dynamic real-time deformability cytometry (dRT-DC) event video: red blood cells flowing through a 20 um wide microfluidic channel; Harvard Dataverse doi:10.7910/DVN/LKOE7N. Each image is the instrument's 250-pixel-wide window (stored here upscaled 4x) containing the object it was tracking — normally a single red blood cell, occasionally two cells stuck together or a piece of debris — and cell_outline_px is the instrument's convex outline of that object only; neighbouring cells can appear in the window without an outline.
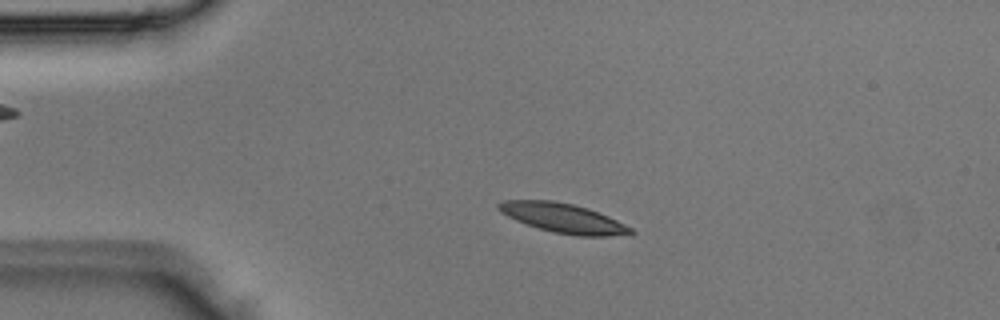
{"species": "Egyptian fruit bat (a non-hibernating species)", "species_latin": "Rousettus aegyptiacus", "temperature_condition": "room temperature", "stored_images_in_passage": 3, "camera_frame_rate_fps": 3000, "um_per_image_px": 0.085, "animal": {"sex": "male"}, "frame": {"image": 1, "passage_image": 1, "time_ms": 0.0, "image_size_px": [1000, 320], "cell_outline_px": [[636, 232], [632, 236], [576, 236], [552, 232], [516, 220], [500, 212], [496, 208], [496, 204], [504, 200], [552, 200], [572, 204], [588, 208], [608, 216], [632, 228]], "centroid_in_image_um": [47.92, 18.55], "position_along_channel_um": 37.1, "area_um2": 22.83}}
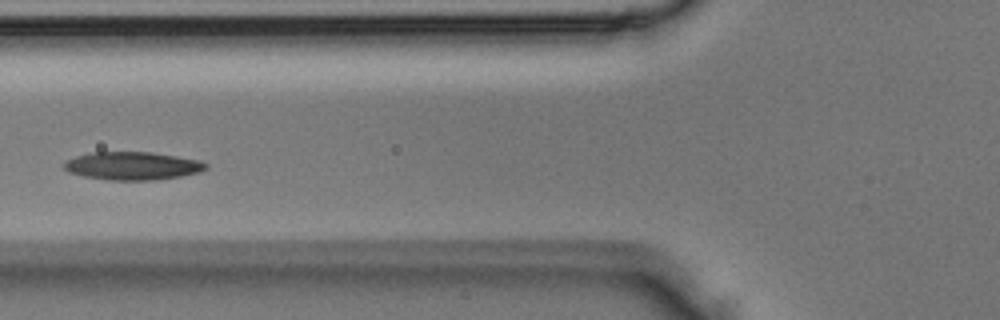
{"frame": {"image": 2, "passage_image": 3, "time_ms": 0.667, "image_size_px": [1000, 320], "cell_outline_px": [[208, 168], [200, 172], [180, 176], [156, 180], [108, 180], [84, 176], [68, 172], [64, 168], [64, 160], [76, 156], [92, 152], [152, 152], [200, 160], [208, 164]], "centroid_in_image_um": [11.27, 14.1], "position_along_channel_um": 114.5, "area_um2": 23.29}}